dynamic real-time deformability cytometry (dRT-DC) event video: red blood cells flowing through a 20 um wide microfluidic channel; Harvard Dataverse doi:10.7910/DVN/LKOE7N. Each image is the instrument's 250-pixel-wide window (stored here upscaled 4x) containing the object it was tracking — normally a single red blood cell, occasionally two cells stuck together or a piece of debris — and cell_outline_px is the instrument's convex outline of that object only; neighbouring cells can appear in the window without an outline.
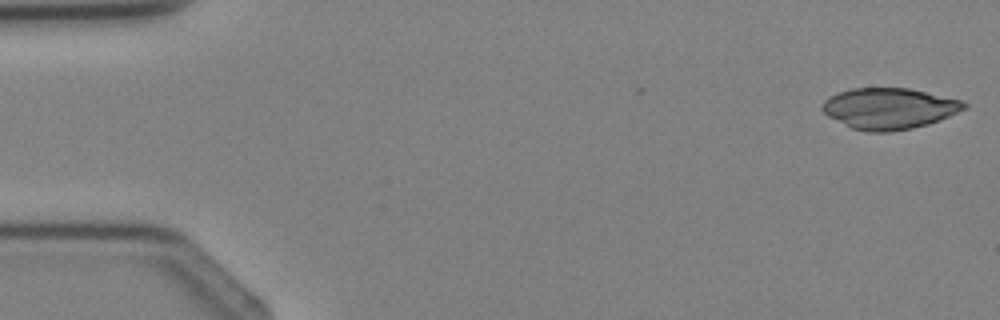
{"species": "Egyptian fruit bat (a non-hibernating species)", "species_latin": "Rousettus aegyptiacus", "temperature_condition": "cold", "stored_images_in_passage": 4, "camera_frame_rate_fps": 3000, "um_per_image_px": 0.085, "animal": {"sex": "female"}, "frame": {"image": 1, "passage_image": 1, "time_ms": 0.0, "image_size_px": [1000, 320], "cell_outline_px": [[968, 108], [928, 124], [912, 128], [892, 132], [868, 132], [852, 128], [828, 116], [820, 108], [824, 100], [828, 96], [852, 88], [908, 88], [960, 100], [968, 104]], "centroid_in_image_um": [75.56, 9.22], "position_along_channel_um": 9.4, "area_um2": 33.81}}